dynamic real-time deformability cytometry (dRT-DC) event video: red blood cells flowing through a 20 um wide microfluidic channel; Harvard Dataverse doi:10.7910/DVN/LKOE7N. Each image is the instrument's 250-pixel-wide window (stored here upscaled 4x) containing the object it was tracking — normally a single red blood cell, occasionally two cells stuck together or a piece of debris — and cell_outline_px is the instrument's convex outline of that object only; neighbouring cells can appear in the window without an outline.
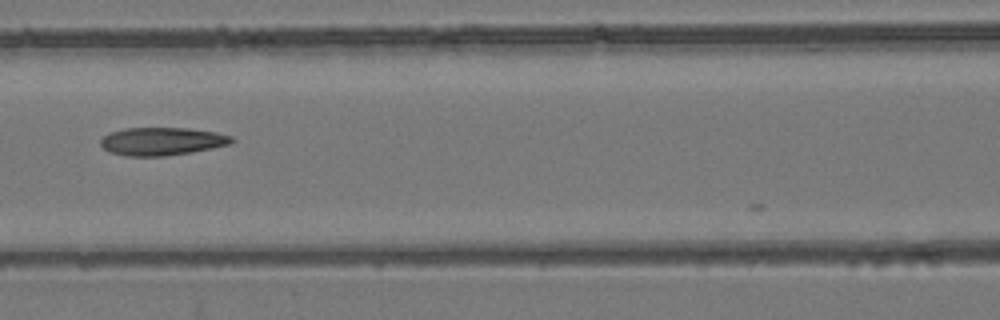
{"species": "common noctule bat (a hibernating species)", "species_latin": "Nyctalus noctula", "temperature_condition": "room temperature", "stored_images_in_passage": 6, "camera_frame_rate_fps": 3000, "um_per_image_px": 0.085, "animal": {"sex": "female", "body_mass_g": 24.6, "forearm_length_mm": 56.2}, "frame": {"image": 1, "passage_image": 6, "time_ms": 1.667, "image_size_px": [1000, 320], "cell_outline_px": [[236, 140], [228, 144], [212, 148], [192, 152], [164, 156], [128, 156], [108, 152], [100, 144], [100, 140], [108, 132], [124, 128], [188, 128], [216, 132], [232, 136]], "centroid_in_image_um": [13.74, 12.01], "position_along_channel_um": 152.9, "area_um2": 21.44}}